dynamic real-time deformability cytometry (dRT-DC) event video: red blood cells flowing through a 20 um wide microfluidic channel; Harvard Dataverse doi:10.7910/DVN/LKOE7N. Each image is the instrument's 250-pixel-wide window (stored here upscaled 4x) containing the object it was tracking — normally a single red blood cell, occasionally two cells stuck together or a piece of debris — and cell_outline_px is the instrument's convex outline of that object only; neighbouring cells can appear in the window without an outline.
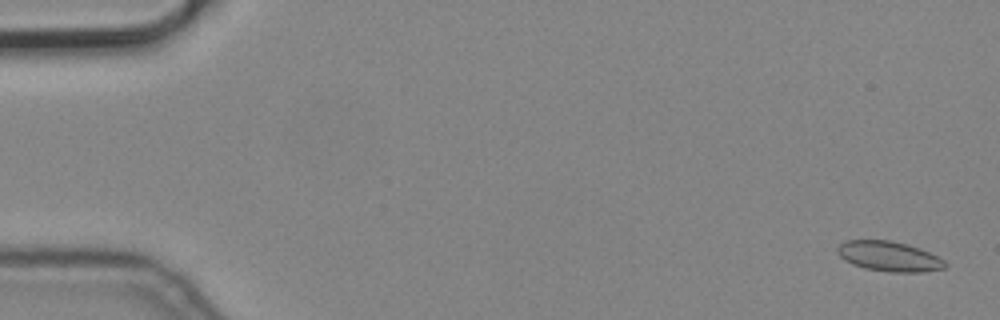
{"species": "common noctule bat (a hibernating species)", "species_latin": "Nyctalus noctula", "temperature_condition": "cold", "stored_images_in_passage": 4, "camera_frame_rate_fps": 3000, "um_per_image_px": 0.085, "animal": {"sex": "male", "body_mass_g": 19.2, "forearm_length_mm": 51.8}, "frame": {"image": 1, "passage_image": 1, "time_ms": 0.0, "image_size_px": [1000, 320], "cell_outline_px": [[948, 264], [944, 268], [924, 272], [888, 272], [864, 268], [852, 264], [844, 260], [836, 252], [836, 248], [844, 240], [888, 240], [908, 244], [920, 248], [944, 260]], "centroid_in_image_um": [75.54, 21.79], "position_along_channel_um": 9.5, "area_um2": 18.96}}